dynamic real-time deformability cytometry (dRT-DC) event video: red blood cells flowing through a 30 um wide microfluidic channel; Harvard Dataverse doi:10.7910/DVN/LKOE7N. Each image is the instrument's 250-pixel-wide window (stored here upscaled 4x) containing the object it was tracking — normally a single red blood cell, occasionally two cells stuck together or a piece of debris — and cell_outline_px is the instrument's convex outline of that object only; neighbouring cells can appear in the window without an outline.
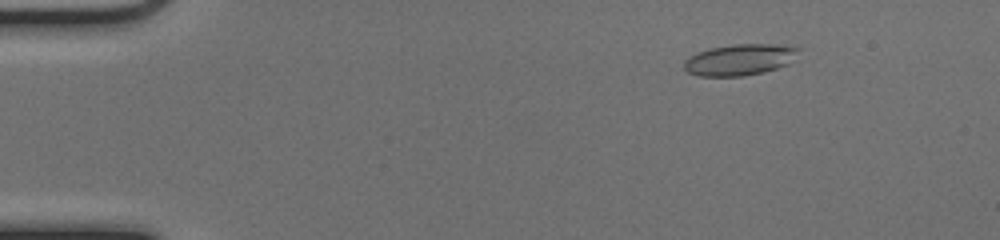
{"species": "common noctule bat (a hibernating species)", "species_latin": "Nyctalus noctula", "temperature_condition": "cold", "stored_images_in_passage": 52, "camera_frame_rate_fps": 3000, "um_per_image_px": 0.085, "animal": {"sex": "female", "body_mass_g": 17.0, "forearm_length_mm": 48.0}, "frame": {"image": 1, "passage_image": 8, "time_ms": 2.333, "image_size_px": [1000, 240], "cell_outline_px": [[800, 48], [788, 64], [764, 72], [744, 76], [700, 76], [688, 72], [684, 68], [684, 60], [688, 56], [696, 52], [712, 48], [732, 44], [776, 44]], "centroid_in_image_um": [62.83, 5.07], "position_along_channel_um": 22.2, "area_um2": 20.75}}
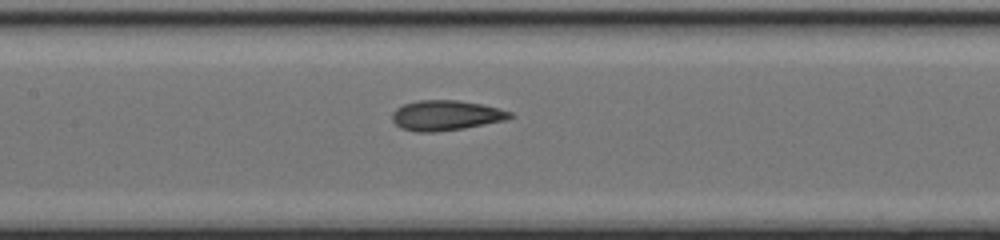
{"frame": {"image": 2, "passage_image": 26, "time_ms": 8.333, "image_size_px": [1000, 240], "cell_outline_px": [[516, 116], [508, 120], [464, 128], [436, 132], [416, 132], [400, 128], [392, 120], [392, 112], [396, 108], [404, 104], [420, 100], [456, 100], [484, 104], [512, 112]], "centroid_in_image_um": [37.94, 9.81], "position_along_channel_um": 169.5, "area_um2": 20.92}}
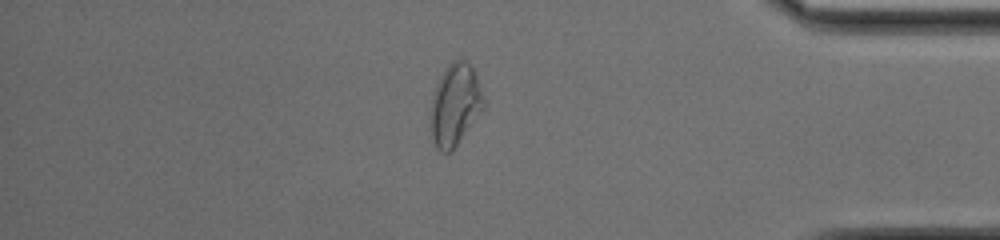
{"frame": {"image": 3, "passage_image": 45, "time_ms": 14.667, "image_size_px": [1000, 240], "cell_outline_px": [[484, 108], [456, 144], [448, 152], [440, 152], [436, 148], [432, 140], [432, 100], [436, 84], [440, 76], [448, 64], [452, 60], [464, 60], [472, 68], [476, 76], [484, 96]], "centroid_in_image_um": [38.68, 8.88], "position_along_channel_um": 396.5, "area_um2": 24.57}, "authors_computed_cell_mechanics": {"area_um2": 20.9236, "velocity_mm_per_s": 4.0498, "shape_relaxation_time_tau1_ms": null, "shape_relaxation_time_tau2_ms": 1.6272, "deformation_change_tau1": null, "deformation_change_tau2": 0.0677}}